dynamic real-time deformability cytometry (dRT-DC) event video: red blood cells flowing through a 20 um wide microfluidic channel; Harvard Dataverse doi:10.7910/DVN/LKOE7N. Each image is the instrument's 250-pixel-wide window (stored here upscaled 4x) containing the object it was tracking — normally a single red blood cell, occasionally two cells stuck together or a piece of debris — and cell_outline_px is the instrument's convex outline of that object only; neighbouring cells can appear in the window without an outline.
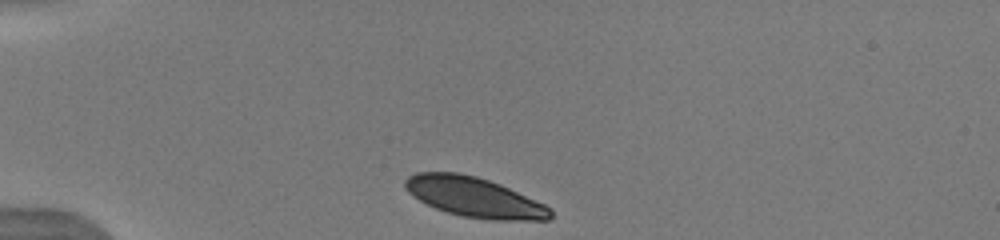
{"species": "human", "species_latin": "Homo sapiens", "temperature_condition": "warm", "stored_images_in_passage": 4, "camera_frame_rate_fps": 3000, "um_per_image_px": 0.085, "donor": {"sex": "male"}, "frame": {"image": 1, "passage_image": 1, "time_ms": 0.0, "image_size_px": [1000, 240], "cell_outline_px": [[552, 216], [548, 220], [488, 220], [460, 216], [436, 208], [412, 196], [404, 188], [404, 180], [408, 176], [416, 172], [460, 172], [476, 176], [500, 184], [544, 204], [552, 212]], "centroid_in_image_um": [40.27, 16.75], "position_along_channel_um": 44.7, "area_um2": 33.76}}